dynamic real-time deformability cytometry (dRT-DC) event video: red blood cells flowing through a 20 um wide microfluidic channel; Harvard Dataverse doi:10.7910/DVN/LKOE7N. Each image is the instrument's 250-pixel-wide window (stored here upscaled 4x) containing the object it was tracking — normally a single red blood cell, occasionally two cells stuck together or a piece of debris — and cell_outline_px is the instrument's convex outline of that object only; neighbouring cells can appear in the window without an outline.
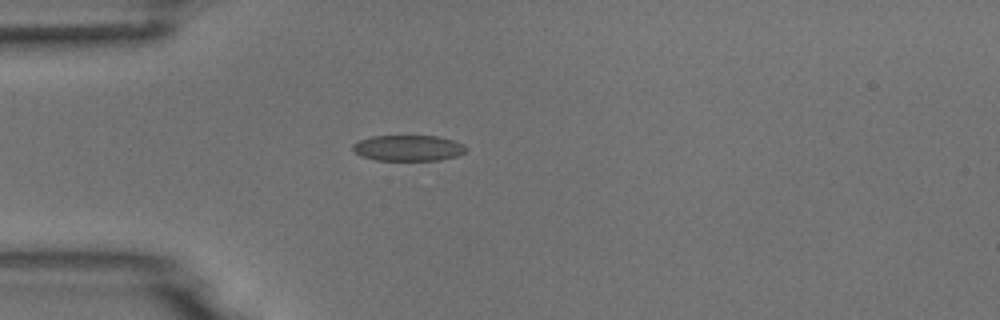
{"species": "common noctule bat (a hibernating species)", "species_latin": "Nyctalus noctula", "temperature_condition": "room temperature", "stored_images_in_passage": 6, "camera_frame_rate_fps": 3000, "um_per_image_px": 0.085, "animal": {"sex": "male", "body_mass_g": 18.8}, "frame": {"image": 1, "passage_image": 1, "time_ms": 0.0, "image_size_px": [1000, 320], "cell_outline_px": [[468, 148], [464, 152], [456, 156], [440, 160], [376, 160], [360, 156], [352, 148], [352, 144], [360, 140], [372, 136], [436, 136], [452, 140], [464, 144]], "centroid_in_image_um": [34.7, 12.58], "position_along_channel_um": 50.3, "area_um2": 16.99}}